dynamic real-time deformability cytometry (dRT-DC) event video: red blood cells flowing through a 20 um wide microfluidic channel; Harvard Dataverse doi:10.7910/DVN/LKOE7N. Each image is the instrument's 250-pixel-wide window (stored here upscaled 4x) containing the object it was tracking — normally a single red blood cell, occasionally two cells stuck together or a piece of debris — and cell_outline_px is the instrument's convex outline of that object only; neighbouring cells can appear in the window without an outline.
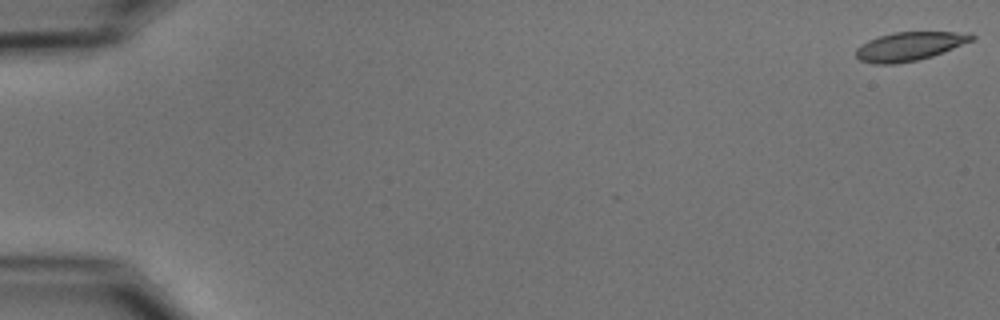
{"species": "common noctule bat (a hibernating species)", "species_latin": "Nyctalus noctula", "temperature_condition": "cold", "stored_images_in_passage": 55, "camera_frame_rate_fps": 3000, "um_per_image_px": 0.085, "animal": {"sex": "male", "body_mass_g": 15.6}, "frame": {"image": 1, "passage_image": 1, "time_ms": 0.0, "image_size_px": [1000, 320], "cell_outline_px": [[976, 36], [972, 40], [932, 56], [916, 60], [896, 64], [876, 64], [860, 60], [856, 56], [856, 48], [860, 44], [868, 40], [892, 32], [972, 32]], "centroid_in_image_um": [77.29, 3.93], "position_along_channel_um": 7.7, "area_um2": 19.25}}
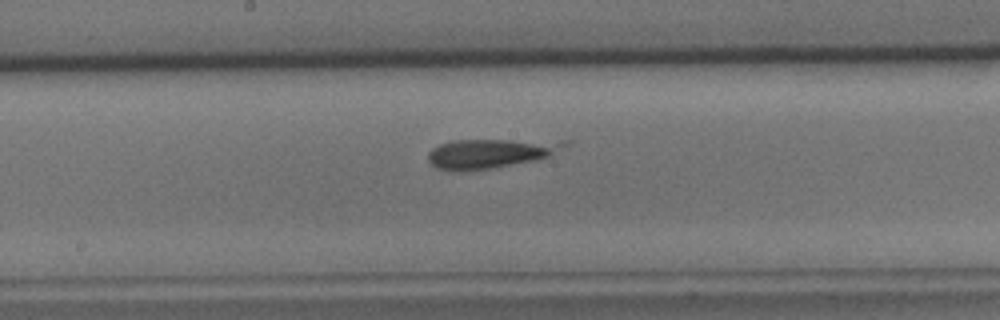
{"frame": {"image": 2, "passage_image": 30, "time_ms": 9.667, "image_size_px": [1000, 320], "cell_outline_px": [[572, 144], [548, 156], [532, 160], [492, 168], [460, 172], [436, 168], [428, 160], [428, 152], [432, 148], [440, 144], [452, 140], [572, 140]], "centroid_in_image_um": [41.7, 13.02], "position_along_channel_um": 206.5, "area_um2": 23.47}}
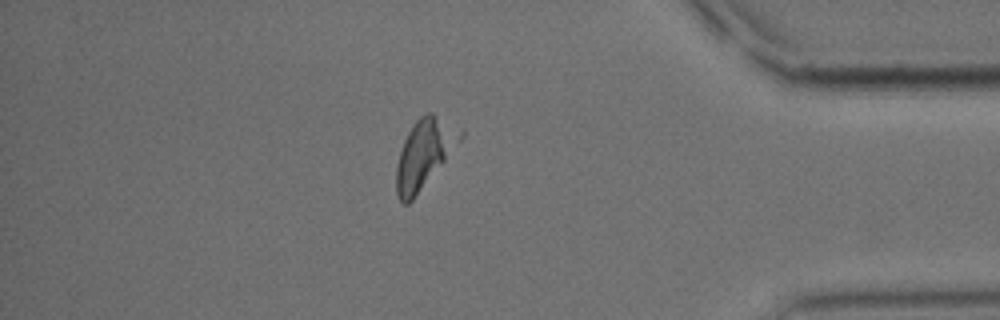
{"frame": {"image": 3, "passage_image": 48, "time_ms": 15.667, "image_size_px": [1000, 320], "cell_outline_px": [[464, 136], [412, 200], [408, 204], [404, 204], [400, 200], [396, 192], [396, 164], [404, 140], [412, 124], [420, 116], [428, 112], [432, 112], [464, 132]], "centroid_in_image_um": [36.03, 13.04], "position_along_channel_um": 399.2, "area_um2": 24.97}}